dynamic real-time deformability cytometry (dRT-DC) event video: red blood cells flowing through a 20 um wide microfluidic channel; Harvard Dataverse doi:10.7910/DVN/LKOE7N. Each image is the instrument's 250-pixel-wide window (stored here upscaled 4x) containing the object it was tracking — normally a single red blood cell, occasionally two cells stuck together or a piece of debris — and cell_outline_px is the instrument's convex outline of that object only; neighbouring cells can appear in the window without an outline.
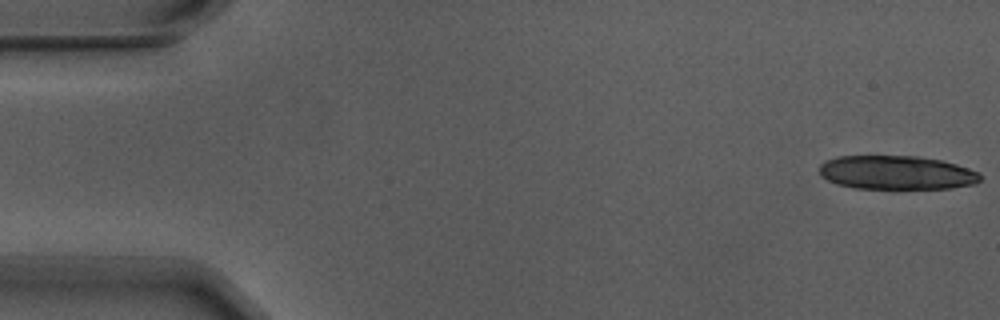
{"species": "Egyptian fruit bat (a non-hibernating species)", "species_latin": "Rousettus aegyptiacus", "temperature_condition": "warm", "stored_images_in_passage": 7, "camera_frame_rate_fps": 3000, "um_per_image_px": 0.085, "animal": {"sex": "male"}, "frame": {"image": 1, "passage_image": 1, "time_ms": 0.0, "image_size_px": [1000, 320], "cell_outline_px": [[980, 180], [976, 184], [952, 188], [856, 188], [836, 184], [820, 176], [820, 164], [828, 160], [840, 156], [916, 156], [940, 160], [956, 164], [980, 172]], "centroid_in_image_um": [76.22, 14.67], "position_along_channel_um": 8.8, "area_um2": 31.62}}
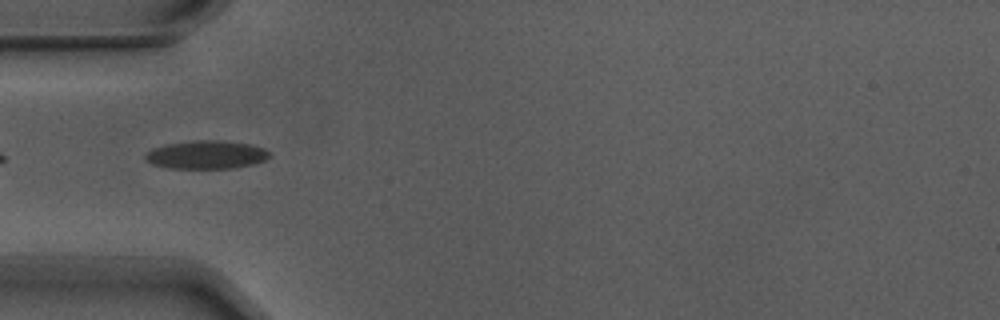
{"frame": {"image": 2, "passage_image": 5, "time_ms": 1.333, "image_size_px": [1000, 320], "cell_outline_px": [[268, 156], [264, 160], [252, 164], [236, 168], [168, 168], [152, 164], [144, 160], [144, 156], [152, 148], [164, 144], [196, 140], [220, 140], [252, 144], [264, 148], [268, 152]], "centroid_in_image_um": [17.5, 13.14], "position_along_channel_um": 67.5, "area_um2": 20.52}}
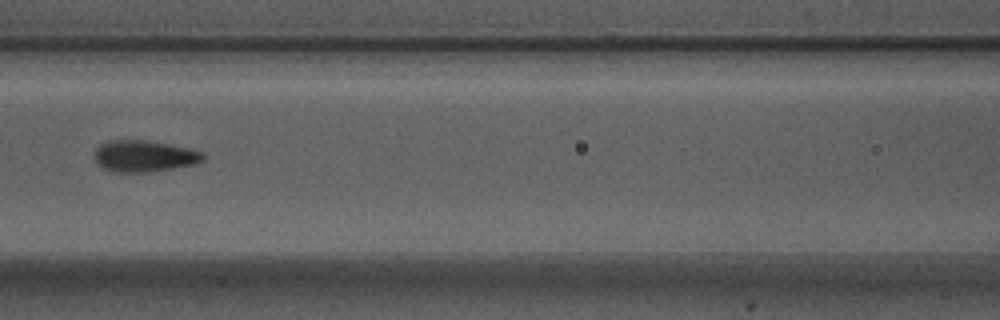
{"frame": {"image": 3, "passage_image": 7, "time_ms": 2.0, "image_size_px": [1000, 320], "cell_outline_px": [[204, 160], [192, 164], [172, 168], [148, 172], [116, 172], [104, 168], [96, 164], [92, 156], [92, 152], [100, 144], [108, 140], [144, 140], [192, 148], [204, 152]], "centroid_in_image_um": [12.2, 13.26], "position_along_channel_um": 154.4, "area_um2": 20.11}}